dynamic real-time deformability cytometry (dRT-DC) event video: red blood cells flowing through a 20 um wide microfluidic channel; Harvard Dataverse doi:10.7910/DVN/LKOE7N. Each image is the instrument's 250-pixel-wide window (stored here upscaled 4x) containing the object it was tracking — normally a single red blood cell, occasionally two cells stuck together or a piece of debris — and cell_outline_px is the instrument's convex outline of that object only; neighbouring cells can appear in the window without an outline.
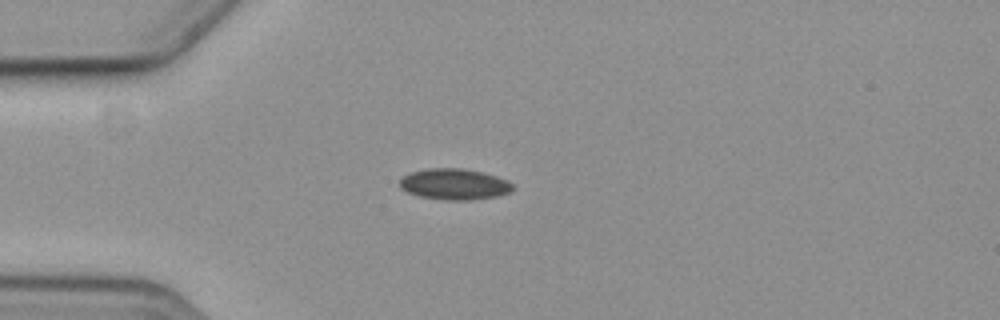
{"species": "common noctule bat (a hibernating species)", "species_latin": "Nyctalus noctula", "temperature_condition": "cold", "stored_images_in_passage": 5, "camera_frame_rate_fps": 3000, "um_per_image_px": 0.085, "animal": {"sex": "female", "body_mass_g": 19.3, "forearm_length_mm": 54.1}, "frame": {"image": 1, "passage_image": 1, "time_ms": 0.0, "image_size_px": [1000, 320], "cell_outline_px": [[512, 188], [508, 192], [496, 196], [472, 200], [444, 200], [420, 196], [408, 192], [400, 188], [400, 180], [404, 176], [412, 172], [428, 168], [464, 168], [484, 172], [508, 180], [512, 184]], "centroid_in_image_um": [38.62, 15.65], "position_along_channel_um": 46.4, "area_um2": 20.35}}
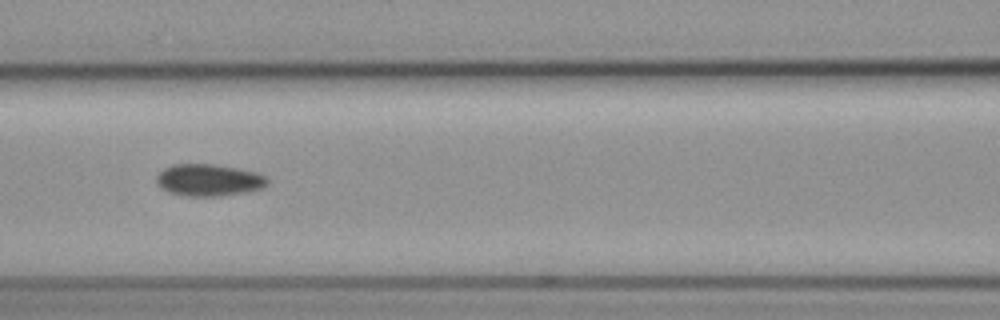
{"frame": {"image": 2, "passage_image": 4, "time_ms": 3.333, "image_size_px": [1000, 320], "cell_outline_px": [[268, 184], [260, 188], [244, 192], [220, 196], [188, 196], [168, 192], [160, 188], [156, 184], [156, 176], [164, 168], [172, 164], [216, 164], [256, 172], [264, 176], [268, 180]], "centroid_in_image_um": [17.69, 15.3], "position_along_channel_um": 148.9, "area_um2": 20.63}}
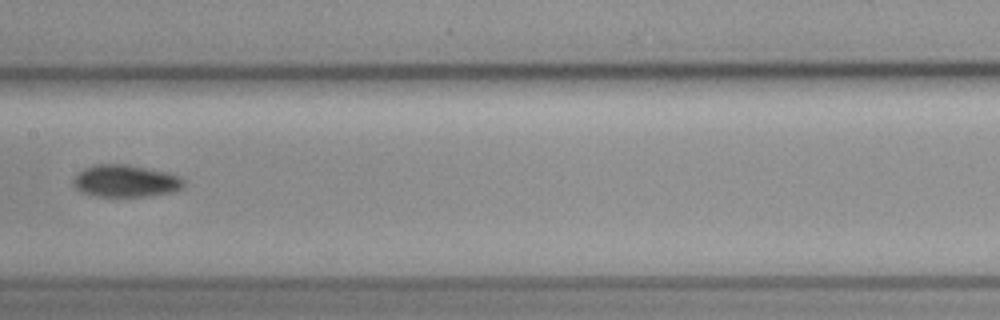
{"frame": {"image": 3, "passage_image": 5, "time_ms": 4.667, "image_size_px": [1000, 320], "cell_outline_px": [[184, 188], [176, 192], [148, 196], [96, 196], [80, 192], [72, 184], [72, 180], [84, 168], [96, 164], [128, 164], [168, 172], [180, 176], [184, 180]], "centroid_in_image_um": [10.71, 15.38], "position_along_channel_um": 196.7, "area_um2": 20.98}}